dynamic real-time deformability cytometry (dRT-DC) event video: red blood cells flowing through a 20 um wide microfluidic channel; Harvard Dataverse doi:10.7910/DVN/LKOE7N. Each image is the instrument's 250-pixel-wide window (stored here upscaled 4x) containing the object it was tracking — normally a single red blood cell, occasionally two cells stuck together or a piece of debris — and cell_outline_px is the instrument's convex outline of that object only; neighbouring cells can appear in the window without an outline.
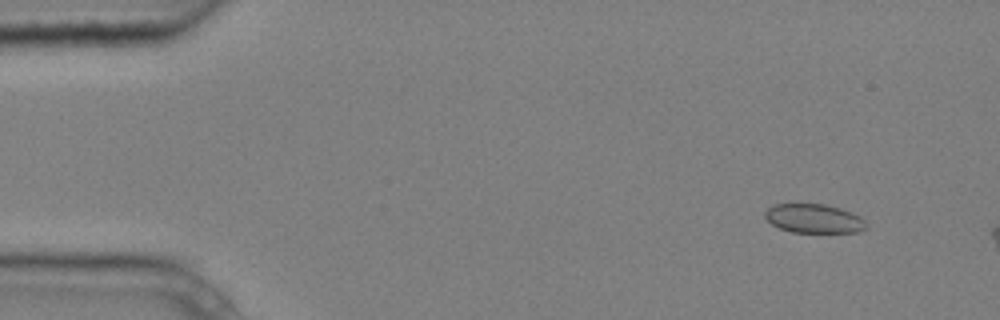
{"species": "common noctule bat (a hibernating species)", "species_latin": "Nyctalus noctula", "temperature_condition": "cold", "stored_images_in_passage": 4, "camera_frame_rate_fps": 3000, "um_per_image_px": 0.085, "animal": {"sex": "male", "body_mass_g": 20.4}, "frame": {"image": 1, "passage_image": 2, "time_ms": 0.333, "image_size_px": [1000, 320], "cell_outline_px": [[868, 228], [860, 232], [792, 232], [780, 228], [772, 224], [764, 216], [764, 212], [772, 204], [796, 200], [824, 204], [840, 208], [860, 216], [868, 224]], "centroid_in_image_um": [69.14, 18.52], "position_along_channel_um": 15.9, "area_um2": 17.92}}